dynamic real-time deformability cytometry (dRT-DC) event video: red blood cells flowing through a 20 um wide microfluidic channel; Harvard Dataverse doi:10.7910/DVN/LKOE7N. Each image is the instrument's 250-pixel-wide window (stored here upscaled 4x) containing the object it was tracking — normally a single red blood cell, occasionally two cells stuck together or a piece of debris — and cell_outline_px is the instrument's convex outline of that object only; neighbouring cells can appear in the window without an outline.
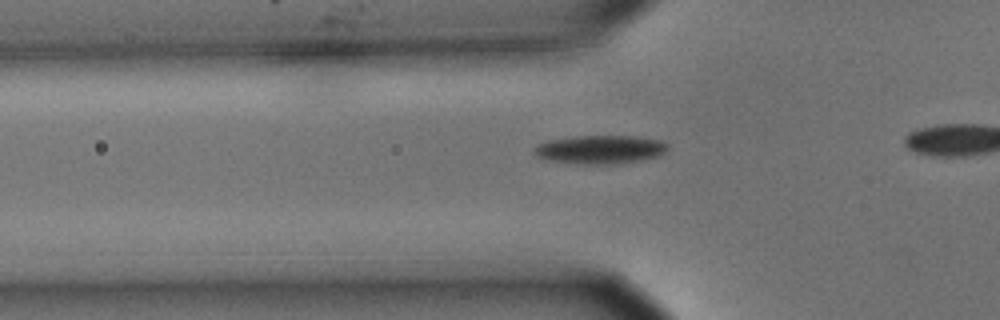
{"species": "common noctule bat (a hibernating species)", "species_latin": "Nyctalus noctula", "temperature_condition": "cold", "stored_images_in_passage": 35, "camera_frame_rate_fps": 3000, "um_per_image_px": 0.085, "animal": {"sex": "male", "body_mass_g": 15.6}, "frame": {"image": 1, "passage_image": 9, "time_ms": 2.667, "image_size_px": [1000, 320], "cell_outline_px": [[668, 148], [664, 152], [656, 156], [636, 160], [612, 164], [576, 164], [544, 160], [536, 156], [532, 152], [532, 148], [548, 140], [576, 136], [632, 136], [660, 140], [668, 144]], "centroid_in_image_um": [50.92, 12.71], "position_along_channel_um": 74.9, "area_um2": 22.14}}
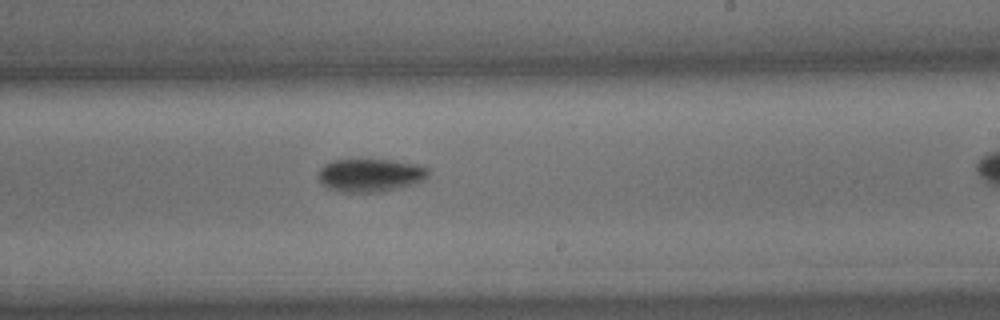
{"frame": {"image": 2, "passage_image": 24, "time_ms": 7.667, "image_size_px": [1000, 320], "cell_outline_px": [[428, 176], [424, 180], [400, 188], [380, 192], [344, 192], [328, 188], [320, 180], [316, 172], [324, 164], [332, 160], [392, 160], [416, 164], [428, 168]], "centroid_in_image_um": [31.46, 14.89], "position_along_channel_um": 257.5, "area_um2": 21.21}}
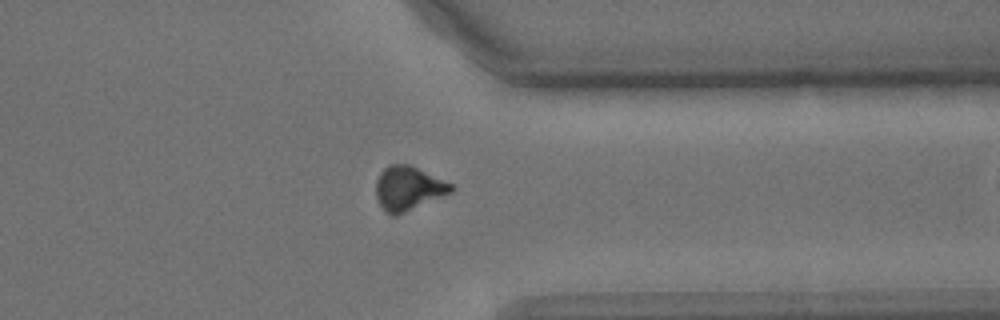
{"frame": {"image": 3, "passage_image": 34, "time_ms": 11.0, "image_size_px": [1000, 320], "cell_outline_px": [[456, 188], [452, 192], [396, 216], [392, 216], [384, 212], [376, 200], [376, 180], [380, 172], [388, 164], [412, 164], [452, 184]], "centroid_in_image_um": [34.68, 16.0], "position_along_channel_um": 376.7, "area_um2": 19.65}}